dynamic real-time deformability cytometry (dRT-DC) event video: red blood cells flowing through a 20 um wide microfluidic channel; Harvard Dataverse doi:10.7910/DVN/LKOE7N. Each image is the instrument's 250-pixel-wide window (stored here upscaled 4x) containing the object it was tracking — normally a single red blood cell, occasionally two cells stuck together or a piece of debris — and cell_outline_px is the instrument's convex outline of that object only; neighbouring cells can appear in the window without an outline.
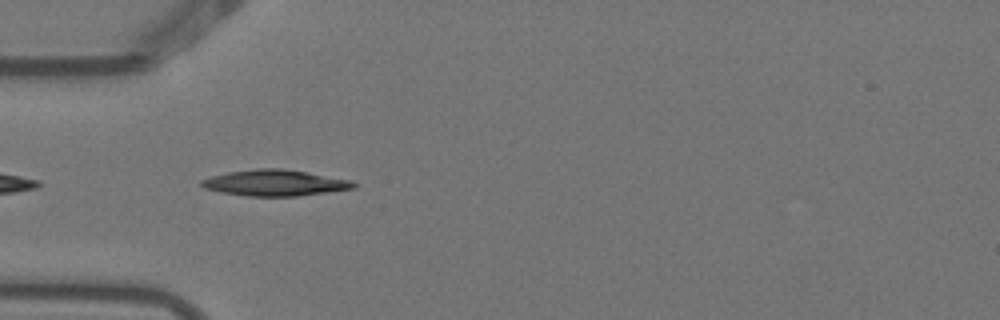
{"species": "Egyptian fruit bat (a non-hibernating species)", "species_latin": "Rousettus aegyptiacus", "temperature_condition": "warm", "stored_images_in_passage": 5, "camera_frame_rate_fps": 3000, "um_per_image_px": 0.085, "animal": {"sex": "female"}, "frame": {"image": 1, "passage_image": 4, "time_ms": 1.0, "image_size_px": [1000, 320], "cell_outline_px": [[360, 184], [356, 188], [296, 196], [248, 196], [220, 192], [204, 188], [200, 184], [200, 180], [212, 176], [228, 172], [256, 168], [280, 168], [308, 172], [352, 180]], "centroid_in_image_um": [23.4, 15.54], "position_along_channel_um": 61.6, "area_um2": 23.24}}
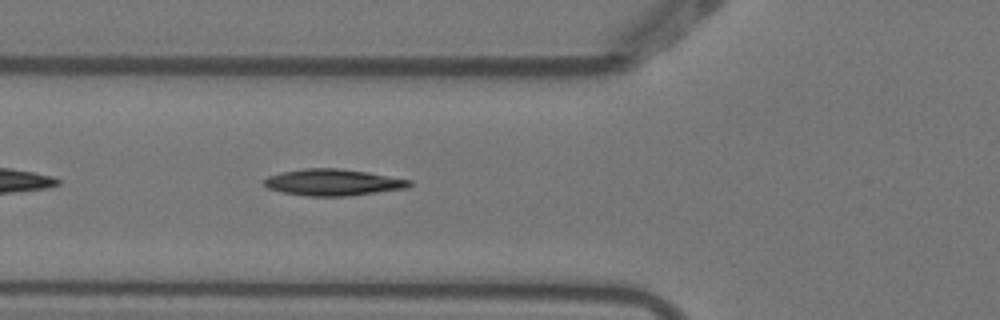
{"frame": {"image": 2, "passage_image": 5, "time_ms": 1.333, "image_size_px": [1000, 320], "cell_outline_px": [[412, 184], [404, 188], [348, 196], [308, 196], [284, 192], [268, 188], [260, 180], [268, 176], [280, 172], [304, 168], [336, 168], [368, 172], [412, 180]], "centroid_in_image_um": [28.26, 15.49], "position_along_channel_um": 97.5, "area_um2": 22.37}}